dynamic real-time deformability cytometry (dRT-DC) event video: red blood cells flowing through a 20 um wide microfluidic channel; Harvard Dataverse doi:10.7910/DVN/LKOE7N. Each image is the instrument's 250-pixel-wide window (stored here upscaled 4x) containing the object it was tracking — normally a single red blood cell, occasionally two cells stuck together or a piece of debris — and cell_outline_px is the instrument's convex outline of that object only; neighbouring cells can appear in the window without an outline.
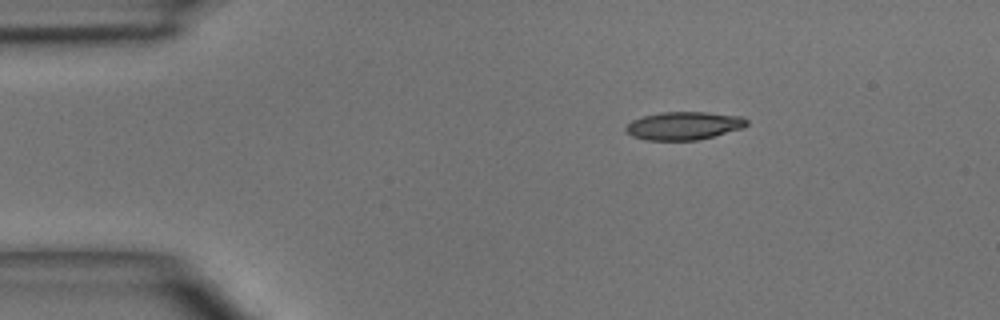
{"species": "common noctule bat (a hibernating species)", "species_latin": "Nyctalus noctula", "temperature_condition": "room temperature", "stored_images_in_passage": 4, "camera_frame_rate_fps": 3000, "um_per_image_px": 0.085, "animal": {"sex": "male", "body_mass_g": 15.6}, "frame": {"image": 1, "passage_image": 1, "time_ms": 0.0, "image_size_px": [1000, 320], "cell_outline_px": [[748, 124], [744, 128], [696, 140], [644, 140], [632, 136], [624, 128], [632, 120], [644, 116], [660, 112], [708, 112], [744, 116], [748, 120]], "centroid_in_image_um": [58.16, 10.68], "position_along_channel_um": 26.8, "area_um2": 19.83}}
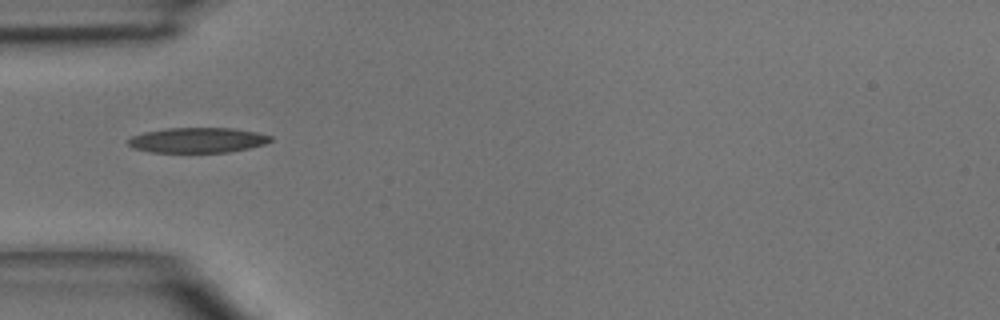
{"frame": {"image": 2, "passage_image": 3, "time_ms": 2.333, "image_size_px": [1000, 320], "cell_outline_px": [[272, 140], [264, 144], [248, 148], [228, 152], [148, 152], [132, 148], [124, 140], [132, 136], [144, 132], [168, 128], [232, 128], [256, 132], [272, 136]], "centroid_in_image_um": [16.74, 11.91], "position_along_channel_um": 68.3, "area_um2": 20.92}}
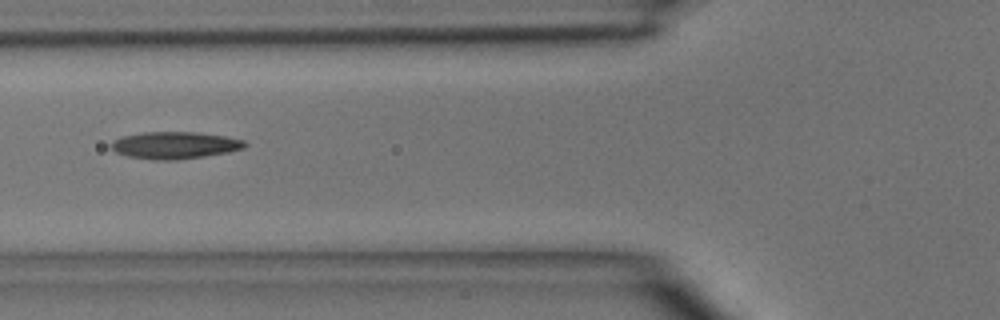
{"frame": {"image": 3, "passage_image": 4, "time_ms": 3.333, "image_size_px": [1000, 320], "cell_outline_px": [[248, 144], [244, 148], [228, 152], [204, 156], [176, 160], [156, 160], [128, 156], [116, 152], [108, 144], [112, 140], [120, 136], [144, 132], [196, 132], [224, 136], [244, 140]], "centroid_in_image_um": [14.82, 12.34], "position_along_channel_um": 111.0, "area_um2": 21.15}}